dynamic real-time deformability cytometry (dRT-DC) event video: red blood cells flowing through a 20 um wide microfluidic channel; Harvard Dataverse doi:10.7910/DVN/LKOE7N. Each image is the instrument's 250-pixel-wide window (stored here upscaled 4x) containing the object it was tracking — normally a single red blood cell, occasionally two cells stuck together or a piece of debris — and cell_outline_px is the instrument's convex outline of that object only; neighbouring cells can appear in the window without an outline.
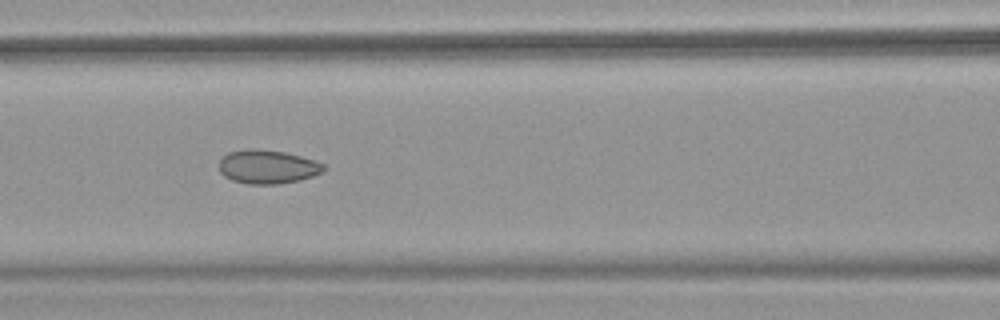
{"species": "common noctule bat (a hibernating species)", "species_latin": "Nyctalus noctula", "temperature_condition": "warm", "stored_images_in_passage": 50, "camera_frame_rate_fps": 3000, "um_per_image_px": 0.085, "animal": {"sex": "female", "body_mass_g": 18.4}, "frame": {"image": 1, "passage_image": 22, "time_ms": 7.0, "image_size_px": [1000, 320], "cell_outline_px": [[324, 172], [300, 180], [280, 184], [248, 184], [232, 180], [224, 176], [220, 172], [220, 160], [228, 152], [284, 152], [300, 156], [324, 164]], "centroid_in_image_um": [22.78, 14.24], "position_along_channel_um": 143.8, "area_um2": 19.65}, "authors_computed_cell_mechanics": {"area_um2": 21.3571, "velocity_mm_per_s": 4.0021, "shape_relaxation_time_tau1_ms": null, "shape_relaxation_time_tau2_ms": 1.1582, "deformation_change_tau1": null, "deformation_change_tau2": 0.0603}}